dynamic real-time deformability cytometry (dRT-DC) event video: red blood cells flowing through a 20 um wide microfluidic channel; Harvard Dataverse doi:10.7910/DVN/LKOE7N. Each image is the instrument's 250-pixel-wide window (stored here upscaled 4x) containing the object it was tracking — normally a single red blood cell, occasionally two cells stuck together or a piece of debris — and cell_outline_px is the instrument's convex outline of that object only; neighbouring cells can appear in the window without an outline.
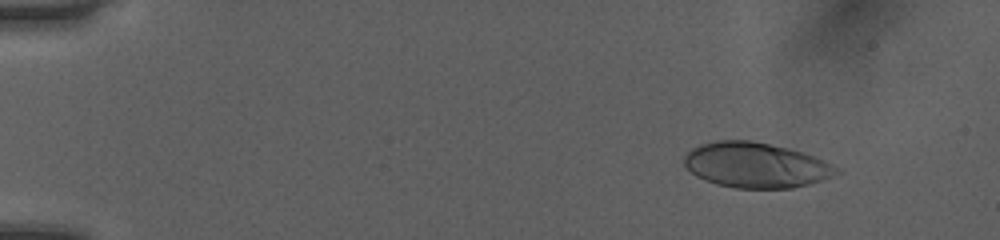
{"species": "human", "species_latin": "Homo sapiens", "temperature_condition": "room temperature", "stored_images_in_passage": 51, "camera_frame_rate_fps": 3000, "um_per_image_px": 0.085, "donor": {"sex": "female"}, "frame": {"image": 1, "passage_image": 6, "time_ms": 1.667, "image_size_px": [1000, 240], "cell_outline_px": [[840, 172], [820, 180], [808, 184], [792, 188], [736, 188], [716, 184], [696, 176], [684, 164], [684, 156], [692, 148], [700, 144], [716, 140], [752, 140], [788, 148], [812, 156], [840, 168]], "centroid_in_image_um": [64.2, 14.03], "position_along_channel_um": 20.8, "area_um2": 39.77}}
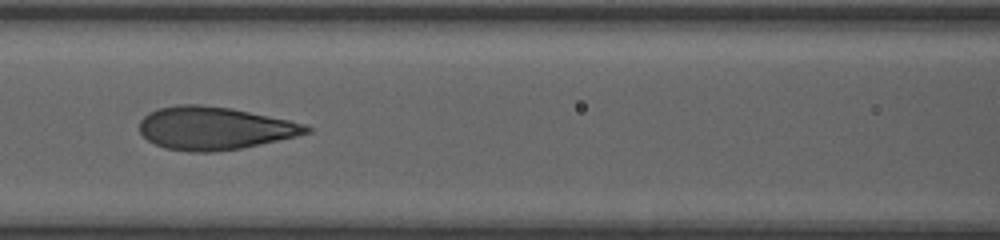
{"frame": {"image": 2, "passage_image": 24, "time_ms": 7.667, "image_size_px": [1000, 240], "cell_outline_px": [[312, 132], [296, 136], [240, 148], [212, 152], [188, 152], [164, 148], [148, 140], [140, 132], [140, 120], [148, 112], [156, 108], [176, 104], [200, 104], [232, 108], [288, 120], [304, 124], [312, 128]], "centroid_in_image_um": [18.18, 10.89], "position_along_channel_um": 148.4, "area_um2": 41.73}}
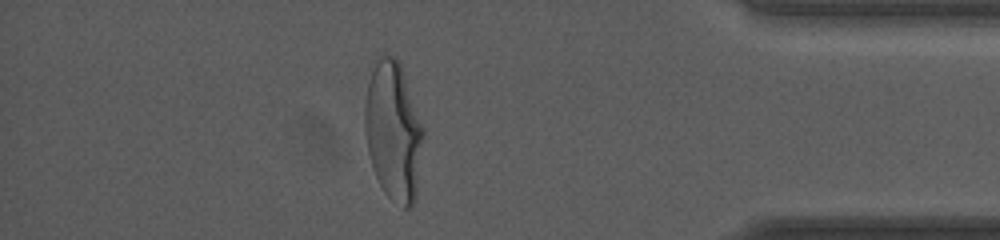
{"frame": {"image": 3, "passage_image": 45, "time_ms": 14.667, "image_size_px": [1000, 240], "cell_outline_px": [[424, 136], [416, 200], [408, 208], [404, 208], [392, 200], [384, 192], [372, 168], [368, 152], [364, 128], [364, 104], [368, 84], [372, 72], [380, 56], [392, 56], [400, 64], [424, 128]], "centroid_in_image_um": [33.44, 11.22], "position_along_channel_um": 401.8, "area_um2": 47.16}, "authors_computed_cell_mechanics": {"area_um2": 41.327, "velocity_mm_per_s": 4.0528, "shape_relaxation_time_tau1_ms": 3.6514, "shape_relaxation_time_tau2_ms": null, "deformation_change_tau1": 0.1998, "deformation_change_tau2": null}}